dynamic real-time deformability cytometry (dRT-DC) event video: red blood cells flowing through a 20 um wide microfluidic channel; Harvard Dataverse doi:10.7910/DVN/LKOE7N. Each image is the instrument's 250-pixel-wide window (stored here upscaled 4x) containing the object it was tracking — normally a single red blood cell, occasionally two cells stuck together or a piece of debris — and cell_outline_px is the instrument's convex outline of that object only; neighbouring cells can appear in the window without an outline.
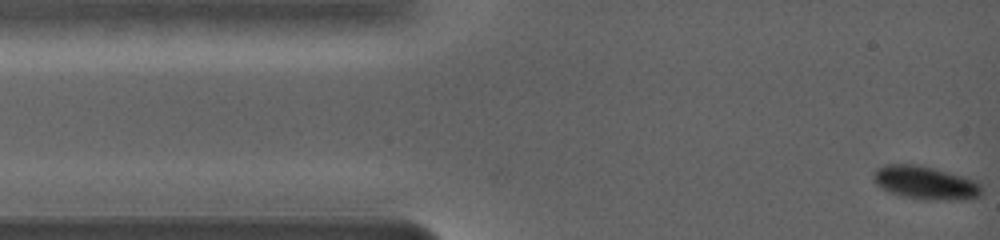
{"species": "common noctule bat (a hibernating species)", "species_latin": "Nyctalus noctula", "temperature_condition": "warm", "stored_images_in_passage": 65, "camera_frame_rate_fps": 5000, "um_per_image_px": 0.085, "animal": {"sex": "female", "body_mass_g": 19.0, "forearm_length_mm": 56.7}, "frame": {"image": 1, "passage_image": 1, "time_ms": 0.0, "image_size_px": [1000, 240], "cell_outline_px": [[980, 196], [964, 200], [928, 200], [900, 196], [880, 188], [872, 180], [872, 176], [876, 168], [884, 164], [916, 164], [964, 176], [976, 180], [980, 184]], "centroid_in_image_um": [78.62, 15.54], "position_along_channel_um": 6.4, "area_um2": 21.21}}
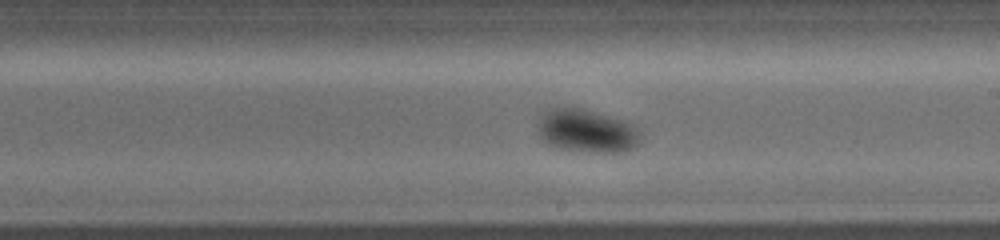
{"frame": {"image": 2, "passage_image": 36, "time_ms": 8.4, "image_size_px": [1000, 240], "cell_outline_px": [[640, 140], [636, 144], [620, 152], [600, 152], [564, 148], [548, 144], [540, 136], [536, 124], [536, 116], [540, 112], [552, 108], [580, 108], [608, 116], [632, 124], [640, 132]], "centroid_in_image_um": [49.78, 11.1], "position_along_channel_um": 239.2, "area_um2": 25.37}}
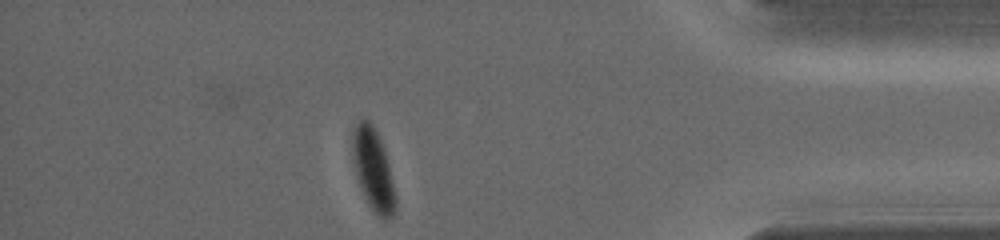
{"frame": {"image": 3, "passage_image": 65, "time_ms": 14.0, "image_size_px": [1000, 240], "cell_outline_px": [[396, 212], [388, 220], [384, 220], [376, 216], [372, 212], [364, 196], [356, 172], [352, 156], [352, 128], [364, 116], [376, 128], [384, 148], [396, 196]], "centroid_in_image_um": [31.72, 14.43], "position_along_channel_um": 403.5, "area_um2": 20.75}, "authors_computed_cell_mechanics": {"area_um2": 23.5824, "velocity_mm_per_s": 3.6382, "shape_relaxation_time_tau1_ms": 2.2235, "shape_relaxation_time_tau2_ms": null, "deformation_change_tau1": 0.0867, "deformation_change_tau2": null}}